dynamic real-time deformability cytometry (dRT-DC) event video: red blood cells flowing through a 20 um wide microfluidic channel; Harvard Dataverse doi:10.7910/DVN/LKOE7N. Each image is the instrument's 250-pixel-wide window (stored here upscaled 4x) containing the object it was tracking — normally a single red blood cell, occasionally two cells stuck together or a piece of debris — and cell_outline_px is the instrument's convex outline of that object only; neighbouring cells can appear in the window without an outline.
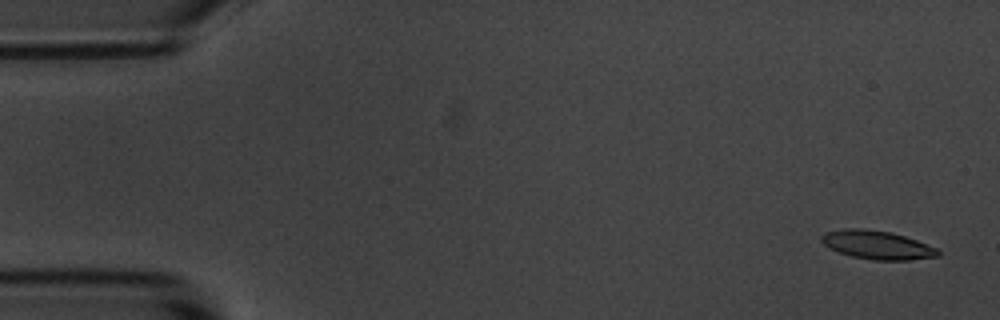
{"species": "common noctule bat (a hibernating species)", "species_latin": "Nyctalus noctula", "temperature_condition": "room temperature", "stored_images_in_passage": 5, "camera_frame_rate_fps": 3000, "um_per_image_px": 0.085, "animal": {"sex": "male", "body_mass_g": 20.1, "forearm_length_mm": 53.5}, "frame": {"image": 1, "passage_image": 1, "time_ms": 0.0, "image_size_px": [1000, 320], "cell_outline_px": [[940, 256], [908, 260], [872, 260], [852, 256], [840, 252], [824, 244], [820, 240], [820, 236], [824, 232], [844, 228], [864, 228], [892, 232], [916, 240], [936, 248], [940, 252]], "centroid_in_image_um": [74.54, 20.81], "position_along_channel_um": 10.5, "area_um2": 19.36}}
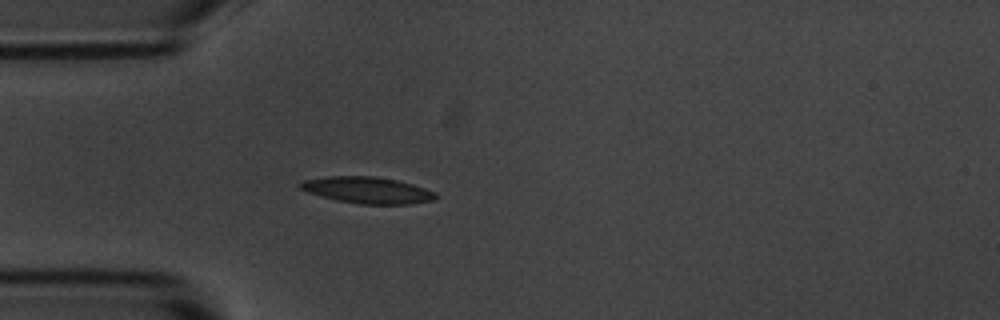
{"frame": {"image": 2, "passage_image": 5, "time_ms": 4.333, "image_size_px": [1000, 320], "cell_outline_px": [[436, 196], [432, 200], [408, 204], [360, 204], [336, 200], [320, 196], [308, 192], [300, 188], [300, 184], [304, 180], [324, 176], [376, 176], [396, 180], [412, 184], [436, 192]], "centroid_in_image_um": [31.21, 16.16], "position_along_channel_um": 53.8, "area_um2": 20.75}}